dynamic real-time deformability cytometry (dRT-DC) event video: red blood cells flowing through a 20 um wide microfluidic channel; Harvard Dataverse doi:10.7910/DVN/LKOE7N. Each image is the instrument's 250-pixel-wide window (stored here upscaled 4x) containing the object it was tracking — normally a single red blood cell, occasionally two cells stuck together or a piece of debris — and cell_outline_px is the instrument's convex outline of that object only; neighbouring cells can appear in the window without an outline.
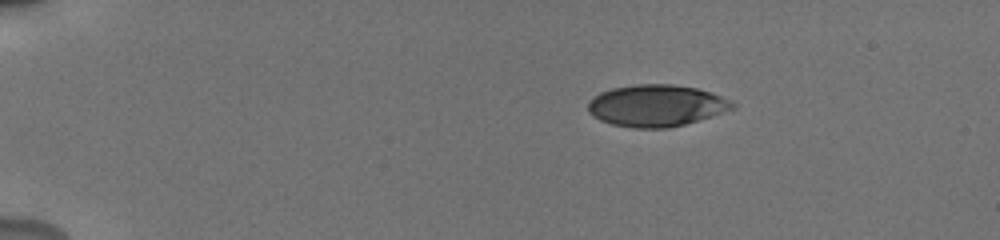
{"species": "human", "species_latin": "Homo sapiens", "temperature_condition": "cold", "stored_images_in_passage": 46, "camera_frame_rate_fps": 3000, "um_per_image_px": 0.085, "donor": {"sex": "male"}, "frame": {"image": 1, "passage_image": 1, "time_ms": 0.0, "image_size_px": [1000, 240], "cell_outline_px": [[736, 108], [684, 124], [668, 128], [632, 128], [612, 124], [600, 120], [592, 116], [588, 112], [588, 100], [600, 92], [612, 88], [636, 84], [672, 84], [696, 88], [712, 92], [732, 100], [736, 104]], "centroid_in_image_um": [55.78, 8.97], "position_along_channel_um": 29.2, "area_um2": 35.32}}
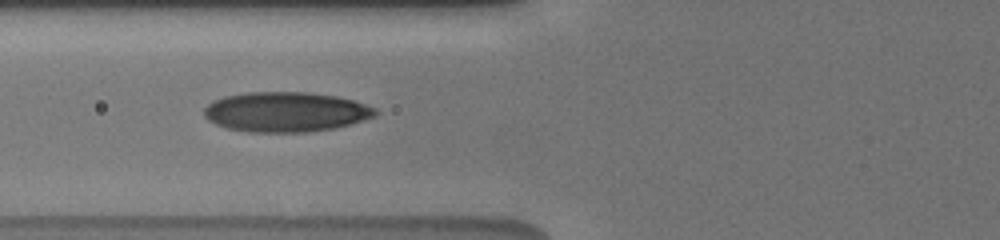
{"frame": {"image": 2, "passage_image": 14, "time_ms": 4.333, "image_size_px": [1000, 240], "cell_outline_px": [[380, 112], [376, 116], [352, 124], [336, 128], [308, 132], [248, 132], [228, 128], [216, 124], [208, 120], [204, 116], [204, 108], [212, 100], [224, 96], [248, 92], [308, 92], [336, 96], [352, 100], [376, 108]], "centroid_in_image_um": [24.3, 9.51], "position_along_channel_um": 101.5, "area_um2": 40.11}}
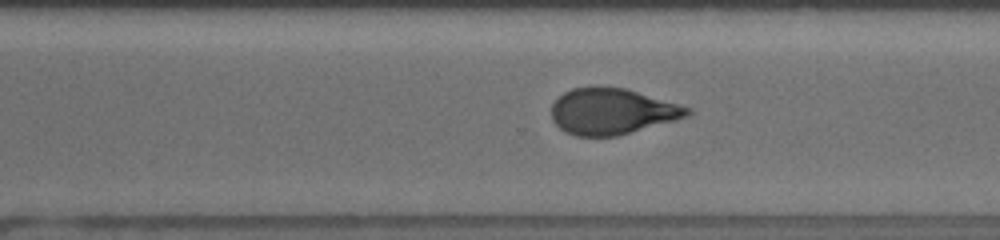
{"frame": {"image": 3, "passage_image": 31, "time_ms": 10.0, "image_size_px": [1000, 240], "cell_outline_px": [[692, 112], [688, 116], [676, 120], [616, 136], [576, 136], [564, 132], [552, 120], [552, 104], [564, 92], [572, 88], [596, 84], [624, 88], [692, 108]], "centroid_in_image_um": [52.0, 9.45], "position_along_channel_um": 318.6, "area_um2": 36.7}, "authors_computed_cell_mechanics": {"area_um2": 37.4544, "velocity_mm_per_s": 3.8377, "shape_relaxation_time_tau1_ms": 5.0976, "shape_relaxation_time_tau2_ms": 1.591, "deformation_change_tau1": 0.166, "deformation_change_tau2": 0.0798}}